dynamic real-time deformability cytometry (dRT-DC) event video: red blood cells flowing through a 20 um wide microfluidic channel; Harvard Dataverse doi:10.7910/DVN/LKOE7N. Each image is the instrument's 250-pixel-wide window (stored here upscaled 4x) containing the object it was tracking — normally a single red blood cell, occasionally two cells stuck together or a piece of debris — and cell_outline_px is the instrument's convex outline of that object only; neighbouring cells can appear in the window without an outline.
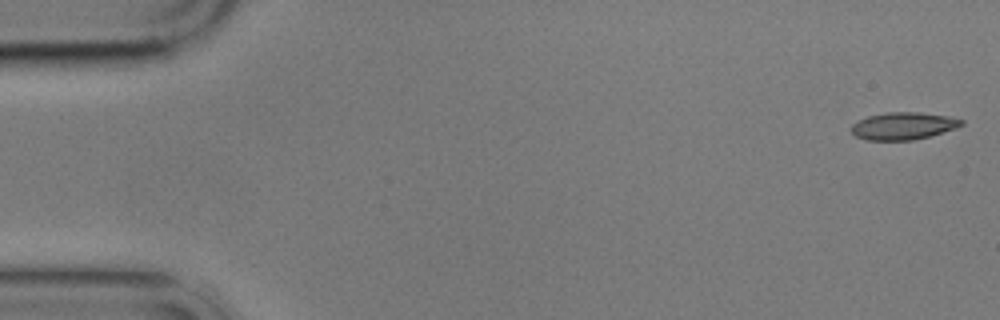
{"species": "common noctule bat (a hibernating species)", "species_latin": "Nyctalus noctula", "temperature_condition": "cold", "stored_images_in_passage": 15, "camera_frame_rate_fps": 3000, "um_per_image_px": 0.085, "animal": {"sex": "male", "body_mass_g": 17.9}, "frame": {"image": 1, "passage_image": 1, "time_ms": 0.0, "image_size_px": [1000, 320], "cell_outline_px": [[964, 124], [956, 128], [928, 136], [912, 140], [868, 140], [856, 136], [852, 132], [852, 124], [868, 116], [884, 112], [920, 112], [948, 116], [964, 120]], "centroid_in_image_um": [76.79, 10.69], "position_along_channel_um": 8.2, "area_um2": 17.4}}
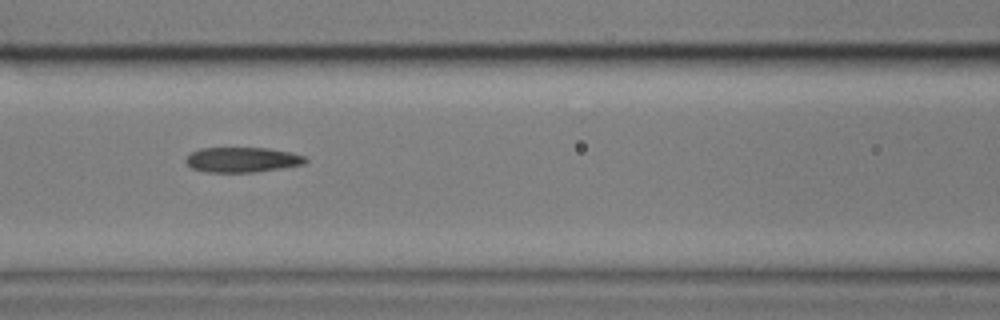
{"frame": {"image": 2, "passage_image": 7, "time_ms": 7.667, "image_size_px": [1000, 320], "cell_outline_px": [[308, 160], [304, 164], [256, 172], [208, 172], [192, 168], [184, 160], [192, 152], [200, 148], [268, 148], [292, 152], [304, 156]], "centroid_in_image_um": [20.61, 13.57], "position_along_channel_um": 146.0, "area_um2": 17.4}}
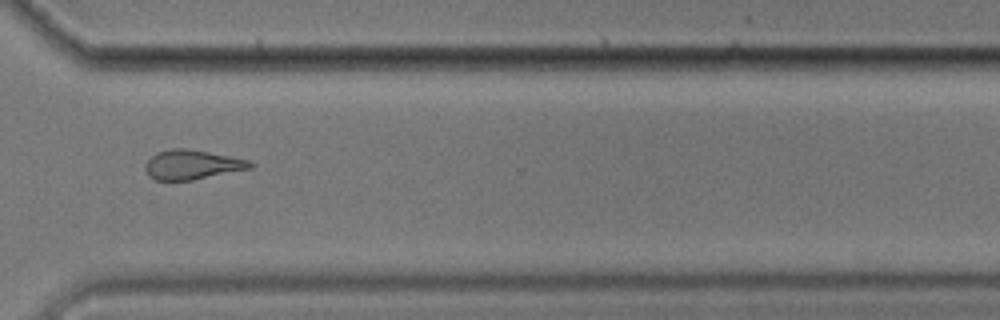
{"frame": {"image": 3, "passage_image": 12, "time_ms": 13.667, "image_size_px": [1000, 320], "cell_outline_px": [[256, 164], [252, 168], [192, 180], [156, 180], [148, 176], [144, 168], [144, 164], [156, 152], [172, 148], [184, 148], [208, 152], [248, 160]], "centroid_in_image_um": [16.3, 14.0], "position_along_channel_um": 354.3, "area_um2": 17.98}, "authors_computed_cell_mechanics": {"area_um2": 17.9758, "velocity_mm_per_s": 3.4749, "shape_relaxation_time_tau1_ms": 10.5169, "shape_relaxation_time_tau2_ms": 4.6993, "deformation_change_tau1": 0.2058, "deformation_change_tau2": 0.1125}}